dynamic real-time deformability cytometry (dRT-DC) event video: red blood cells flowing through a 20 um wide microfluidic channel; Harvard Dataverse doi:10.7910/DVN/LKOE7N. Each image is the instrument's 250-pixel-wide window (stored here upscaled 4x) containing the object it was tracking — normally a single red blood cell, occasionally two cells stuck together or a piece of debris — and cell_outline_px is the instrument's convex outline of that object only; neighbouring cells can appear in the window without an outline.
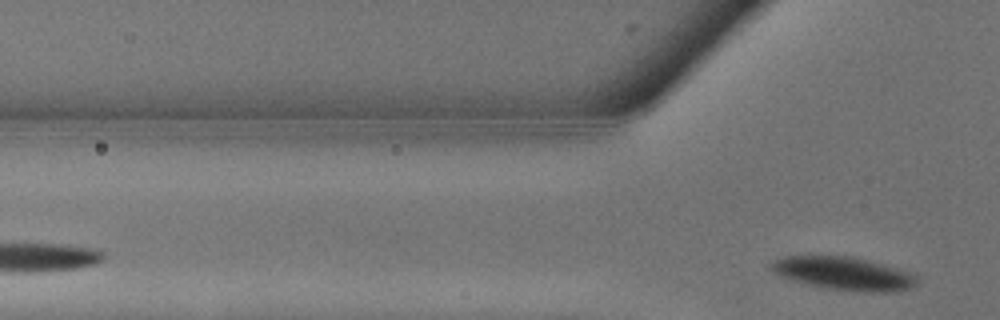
{"species": "common noctule bat (a hibernating species)", "species_latin": "Nyctalus noctula", "temperature_condition": "warm", "stored_images_in_passage": 4, "segment_of_instrument_passage": [2, 2], "camera_frame_rate_fps": 3000, "um_per_image_px": 0.085, "animal": {"sex": "male", "body_mass_g": 13.3}, "frame": {"image": 1, "passage_image": 4, "time_ms": 1.0, "image_size_px": [1000, 320], "cell_outline_px": [[916, 284], [912, 288], [884, 292], [860, 292], [828, 288], [808, 284], [780, 276], [772, 272], [768, 268], [768, 264], [772, 260], [784, 256], [852, 256], [880, 264], [916, 276]], "centroid_in_image_um": [71.6, 23.24], "position_along_channel_um": 54.2, "area_um2": 27.69}}